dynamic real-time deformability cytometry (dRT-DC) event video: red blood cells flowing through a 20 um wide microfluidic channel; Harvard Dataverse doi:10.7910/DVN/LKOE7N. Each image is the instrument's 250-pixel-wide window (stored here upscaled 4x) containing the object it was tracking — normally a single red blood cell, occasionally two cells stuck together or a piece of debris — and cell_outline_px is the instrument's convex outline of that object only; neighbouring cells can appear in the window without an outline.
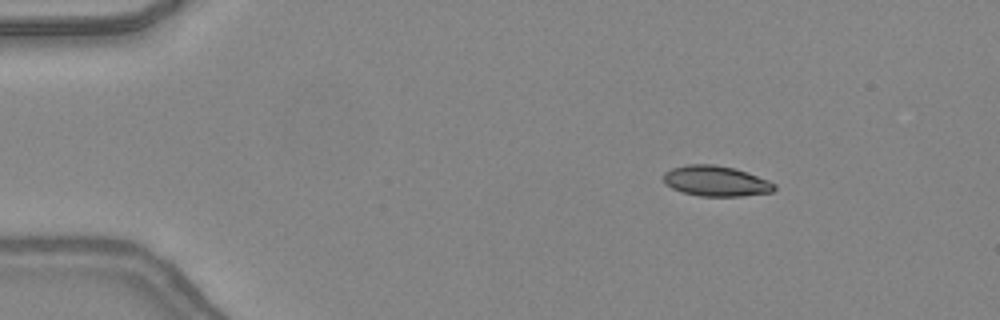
{"species": "common noctule bat (a hibernating species)", "species_latin": "Nyctalus noctula", "temperature_condition": "warm", "stored_images_in_passage": 47, "camera_frame_rate_fps": 3000, "um_per_image_px": 0.085, "animal": {"sex": "female", "body_mass_g": 24.6, "forearm_length_mm": 56.2}, "frame": {"image": 1, "passage_image": 7, "time_ms": 2.0, "image_size_px": [1000, 320], "cell_outline_px": [[776, 188], [772, 192], [740, 196], [700, 196], [680, 192], [664, 184], [664, 172], [672, 168], [688, 164], [712, 164], [732, 168], [748, 172], [768, 180], [776, 184]], "centroid_in_image_um": [60.84, 15.39], "position_along_channel_um": 24.2, "area_um2": 19.71}}
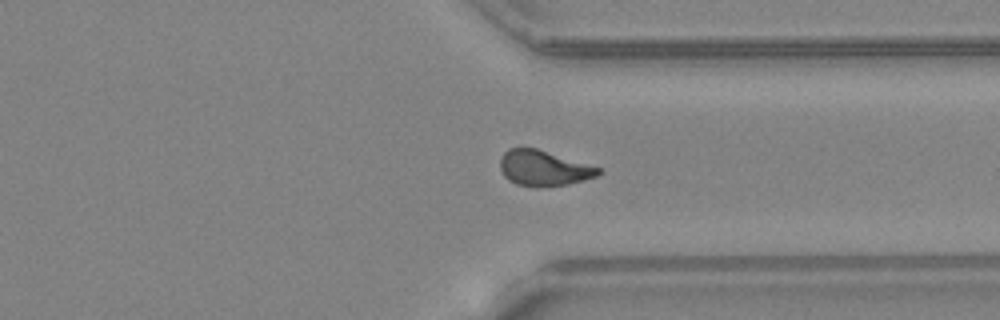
{"frame": {"image": 2, "passage_image": 36, "time_ms": 11.667, "image_size_px": [1000, 320], "cell_outline_px": [[600, 172], [596, 176], [584, 180], [568, 184], [540, 188], [536, 188], [516, 184], [508, 180], [504, 176], [500, 168], [500, 156], [508, 148], [536, 148], [600, 168]], "centroid_in_image_um": [46.16, 14.31], "position_along_channel_um": 365.2, "area_um2": 20.29}}
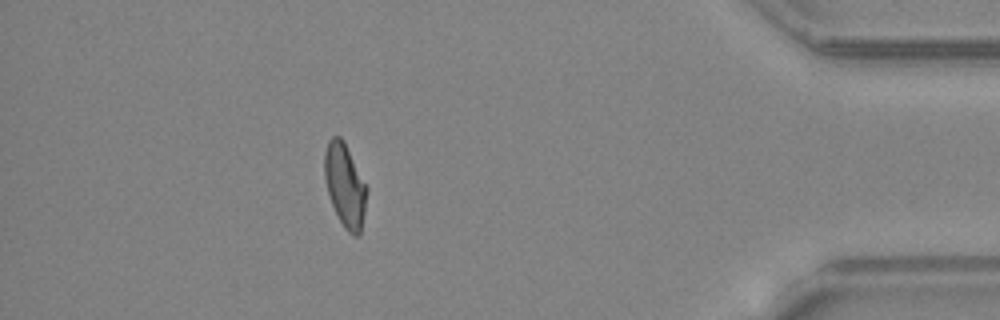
{"frame": {"image": 3, "passage_image": 42, "time_ms": 13.667, "image_size_px": [1000, 320], "cell_outline_px": [[368, 188], [364, 212], [360, 232], [356, 236], [348, 232], [344, 228], [332, 204], [324, 180], [324, 152], [328, 140], [332, 136], [340, 136], [344, 140]], "centroid_in_image_um": [29.31, 15.7], "position_along_channel_um": 405.9, "area_um2": 20.46}, "authors_computed_cell_mechanics": {"area_um2": 20.2878, "velocity_mm_per_s": 4.3995, "shape_relaxation_time_tau1_ms": null, "shape_relaxation_time_tau2_ms": 1.523, "deformation_change_tau1": null, "deformation_change_tau2": 0.067}}